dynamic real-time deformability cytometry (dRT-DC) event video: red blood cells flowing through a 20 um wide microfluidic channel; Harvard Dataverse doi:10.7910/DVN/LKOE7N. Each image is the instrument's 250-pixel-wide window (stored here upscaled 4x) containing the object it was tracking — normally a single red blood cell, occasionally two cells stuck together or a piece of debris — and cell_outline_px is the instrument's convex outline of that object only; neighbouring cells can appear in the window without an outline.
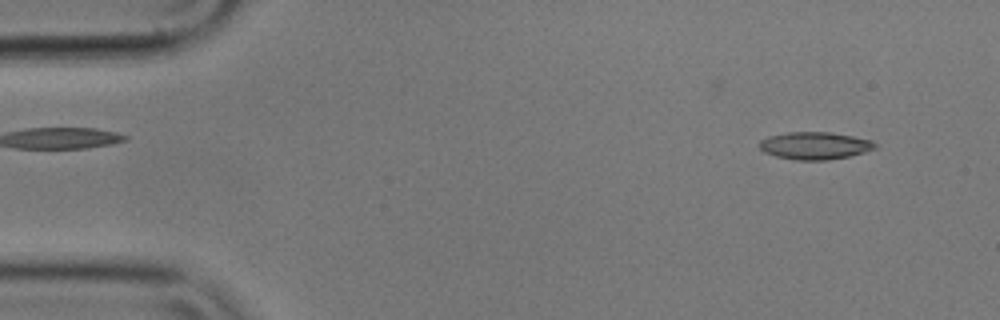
{"species": "common noctule bat (a hibernating species)", "species_latin": "Nyctalus noctula", "temperature_condition": "cold", "stored_images_in_passage": 28, "camera_frame_rate_fps": 3000, "um_per_image_px": 0.085, "animal": {"sex": "male", "body_mass_g": 17.9}, "frame": {"image": 1, "passage_image": 4, "time_ms": 1.0, "image_size_px": [1000, 320], "cell_outline_px": [[876, 148], [864, 152], [848, 156], [828, 160], [796, 160], [776, 156], [764, 152], [760, 148], [760, 140], [768, 136], [788, 132], [832, 132], [872, 140], [876, 144]], "centroid_in_image_um": [69.26, 12.37], "position_along_channel_um": 15.7, "area_um2": 18.44}}
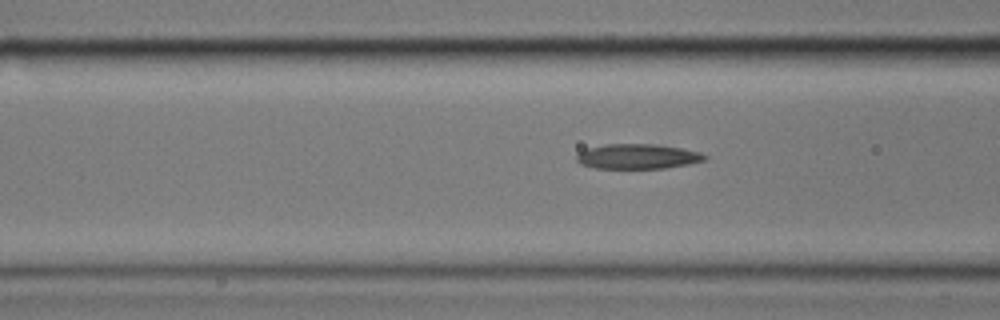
{"frame": {"image": 2, "passage_image": 20, "time_ms": 6.333, "image_size_px": [1000, 320], "cell_outline_px": [[708, 156], [704, 160], [688, 164], [664, 168], [592, 168], [580, 164], [576, 160], [576, 156], [580, 152], [588, 148], [604, 144], [656, 144], [680, 148], [700, 152]], "centroid_in_image_um": [54.17, 13.3], "position_along_channel_um": 112.4, "area_um2": 18.55}}
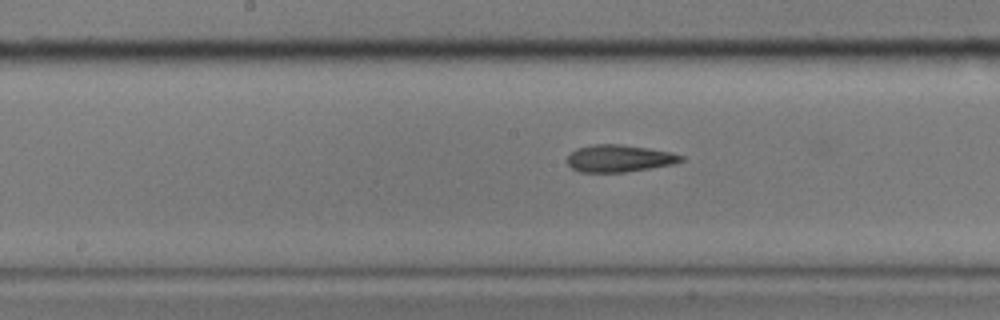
{"frame": {"image": 3, "passage_image": 27, "time_ms": 8.667, "image_size_px": [1000, 320], "cell_outline_px": [[684, 160], [676, 164], [624, 172], [580, 172], [572, 168], [568, 164], [568, 156], [576, 148], [592, 144], [620, 144], [648, 148], [672, 152], [684, 156]], "centroid_in_image_um": [52.66, 13.46], "position_along_channel_um": 195.5, "area_um2": 18.09}}